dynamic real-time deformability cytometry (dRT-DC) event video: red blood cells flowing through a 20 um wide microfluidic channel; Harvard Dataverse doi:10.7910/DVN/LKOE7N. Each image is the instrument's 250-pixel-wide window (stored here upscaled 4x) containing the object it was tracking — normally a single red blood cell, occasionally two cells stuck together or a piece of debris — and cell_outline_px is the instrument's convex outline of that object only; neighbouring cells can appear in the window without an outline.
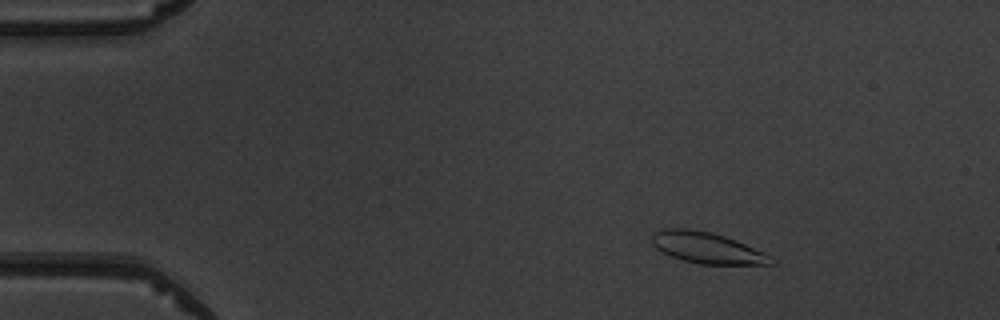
{"species": "common noctule bat (a hibernating species)", "species_latin": "Nyctalus noctula", "temperature_condition": "warm", "stored_images_in_passage": 4, "camera_frame_rate_fps": 3000, "um_per_image_px": 0.085, "animal": {"sex": "male", "body_mass_g": 19.5, "forearm_length_mm": 54.6}, "frame": {"image": 1, "passage_image": 2, "time_ms": 1.0, "image_size_px": [1000, 320], "cell_outline_px": [[776, 264], [700, 264], [684, 260], [660, 252], [652, 244], [652, 232], [660, 228], [688, 228], [712, 232], [736, 240], [764, 252], [776, 260]], "centroid_in_image_um": [60.07, 21.05], "position_along_channel_um": 24.9, "area_um2": 21.79}}